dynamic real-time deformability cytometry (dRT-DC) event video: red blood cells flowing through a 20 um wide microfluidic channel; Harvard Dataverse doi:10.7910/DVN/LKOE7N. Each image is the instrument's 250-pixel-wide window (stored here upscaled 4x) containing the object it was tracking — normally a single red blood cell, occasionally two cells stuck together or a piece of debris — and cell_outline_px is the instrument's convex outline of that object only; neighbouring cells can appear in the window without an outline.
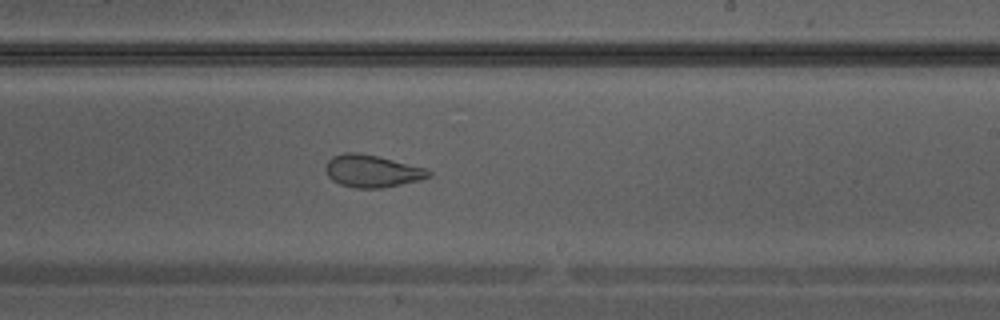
{"species": "Egyptian fruit bat (a non-hibernating species)", "species_latin": "Rousettus aegyptiacus", "temperature_condition": "warm", "stored_images_in_passage": 35, "camera_frame_rate_fps": 3000, "um_per_image_px": 0.085, "animal": {"sex": "male"}, "frame": {"image": 1, "passage_image": 20, "time_ms": 6.333, "image_size_px": [1000, 320], "cell_outline_px": [[432, 176], [420, 180], [380, 188], [356, 188], [340, 184], [332, 180], [328, 176], [324, 168], [328, 160], [332, 156], [344, 152], [356, 152], [376, 156], [424, 168], [432, 172]], "centroid_in_image_um": [31.58, 14.54], "position_along_channel_um": 257.4, "area_um2": 19.25}}